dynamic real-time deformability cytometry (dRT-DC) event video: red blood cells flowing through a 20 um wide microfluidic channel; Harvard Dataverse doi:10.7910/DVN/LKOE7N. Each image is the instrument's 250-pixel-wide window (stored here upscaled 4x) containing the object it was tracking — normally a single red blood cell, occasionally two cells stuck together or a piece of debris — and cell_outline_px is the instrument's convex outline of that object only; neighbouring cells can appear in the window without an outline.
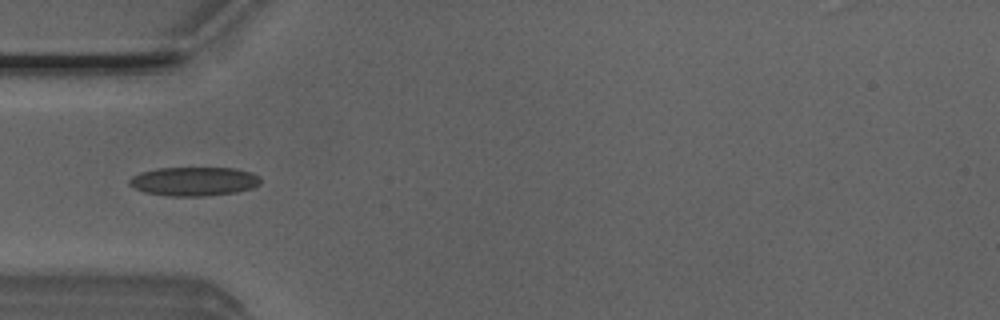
{"species": "Egyptian fruit bat (a non-hibernating species)", "species_latin": "Rousettus aegyptiacus", "temperature_condition": "room temperature", "stored_images_in_passage": 36, "camera_frame_rate_fps": 3000, "um_per_image_px": 0.085, "animal": {"sex": "male"}, "frame": {"image": 1, "passage_image": 1, "time_ms": 0.0, "image_size_px": [1000, 320], "cell_outline_px": [[260, 184], [252, 188], [236, 192], [208, 196], [168, 196], [144, 192], [128, 184], [128, 180], [132, 176], [140, 172], [156, 168], [232, 168], [252, 172], [260, 176]], "centroid_in_image_um": [16.48, 15.41], "position_along_channel_um": 68.5, "area_um2": 22.25}}
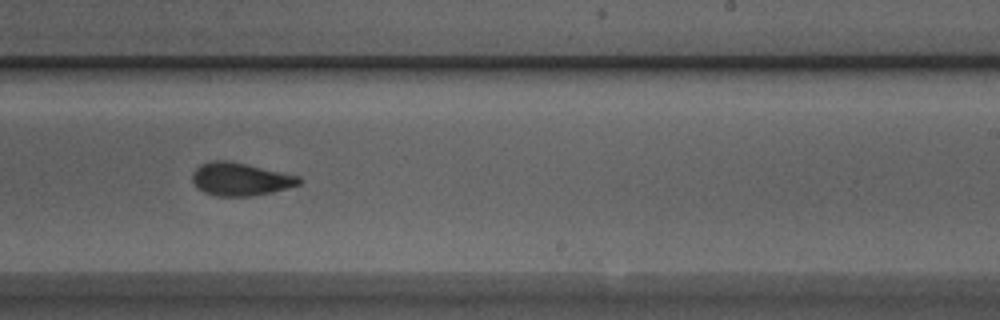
{"frame": {"image": 2, "passage_image": 16, "time_ms": 5.0, "image_size_px": [1000, 320], "cell_outline_px": [[300, 184], [272, 192], [252, 196], [216, 196], [204, 192], [192, 180], [192, 172], [200, 164], [212, 160], [232, 160], [284, 172], [300, 176]], "centroid_in_image_um": [20.43, 15.2], "position_along_channel_um": 268.6, "area_um2": 20.63}}
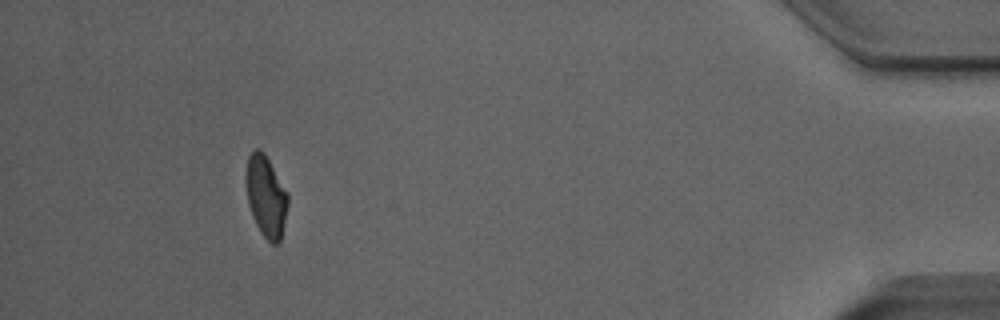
{"frame": {"image": 3, "passage_image": 32, "time_ms": 10.333, "image_size_px": [1000, 320], "cell_outline_px": [[288, 204], [280, 244], [272, 244], [260, 232], [252, 216], [248, 204], [244, 180], [244, 176], [248, 156], [256, 148], [260, 148], [264, 152], [288, 192]], "centroid_in_image_um": [22.59, 16.67], "position_along_channel_um": 412.6, "area_um2": 20.23}, "authors_computed_cell_mechanics": {"area_um2": 20.7502, "velocity_mm_per_s": 3.9951, "shape_relaxation_time_tau1_ms": 4.9097, "shape_relaxation_time_tau2_ms": 1.437, "deformation_change_tau1": 0.1421, "deformation_change_tau2": 0.0651}}